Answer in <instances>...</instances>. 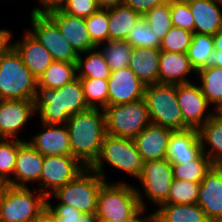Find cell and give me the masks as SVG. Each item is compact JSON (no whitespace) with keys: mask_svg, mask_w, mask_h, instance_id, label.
I'll list each match as a JSON object with an SVG mask.
<instances>
[{"mask_svg":"<svg viewBox=\"0 0 222 222\" xmlns=\"http://www.w3.org/2000/svg\"><path fill=\"white\" fill-rule=\"evenodd\" d=\"M169 0H123V5L130 7L142 16L155 6H159Z\"/></svg>","mask_w":222,"mask_h":222,"instance_id":"f6af8a7d","label":"cell"},{"mask_svg":"<svg viewBox=\"0 0 222 222\" xmlns=\"http://www.w3.org/2000/svg\"><path fill=\"white\" fill-rule=\"evenodd\" d=\"M213 165L210 158L202 152L192 161L172 163L173 177L176 180L201 182Z\"/></svg>","mask_w":222,"mask_h":222,"instance_id":"4dcf8cb0","label":"cell"},{"mask_svg":"<svg viewBox=\"0 0 222 222\" xmlns=\"http://www.w3.org/2000/svg\"><path fill=\"white\" fill-rule=\"evenodd\" d=\"M214 52L208 59L207 67L216 66L222 68V31L213 35Z\"/></svg>","mask_w":222,"mask_h":222,"instance_id":"bcb514c9","label":"cell"},{"mask_svg":"<svg viewBox=\"0 0 222 222\" xmlns=\"http://www.w3.org/2000/svg\"><path fill=\"white\" fill-rule=\"evenodd\" d=\"M200 182L173 179L165 204H197Z\"/></svg>","mask_w":222,"mask_h":222,"instance_id":"8d00e7d4","label":"cell"},{"mask_svg":"<svg viewBox=\"0 0 222 222\" xmlns=\"http://www.w3.org/2000/svg\"><path fill=\"white\" fill-rule=\"evenodd\" d=\"M7 186H8L7 182L0 181V206H1V201H2V198L4 196Z\"/></svg>","mask_w":222,"mask_h":222,"instance_id":"db71d44e","label":"cell"},{"mask_svg":"<svg viewBox=\"0 0 222 222\" xmlns=\"http://www.w3.org/2000/svg\"><path fill=\"white\" fill-rule=\"evenodd\" d=\"M104 161L137 179L141 175L143 161L133 139L106 135L98 159L90 167L105 180Z\"/></svg>","mask_w":222,"mask_h":222,"instance_id":"5b68a950","label":"cell"},{"mask_svg":"<svg viewBox=\"0 0 222 222\" xmlns=\"http://www.w3.org/2000/svg\"><path fill=\"white\" fill-rule=\"evenodd\" d=\"M37 80L12 48L0 57V100H32Z\"/></svg>","mask_w":222,"mask_h":222,"instance_id":"277c9868","label":"cell"},{"mask_svg":"<svg viewBox=\"0 0 222 222\" xmlns=\"http://www.w3.org/2000/svg\"><path fill=\"white\" fill-rule=\"evenodd\" d=\"M160 49L133 48L129 68L145 85L159 83Z\"/></svg>","mask_w":222,"mask_h":222,"instance_id":"d4e9b609","label":"cell"},{"mask_svg":"<svg viewBox=\"0 0 222 222\" xmlns=\"http://www.w3.org/2000/svg\"><path fill=\"white\" fill-rule=\"evenodd\" d=\"M196 74L201 80V91L208 103L215 107L222 102V68L216 66L199 69Z\"/></svg>","mask_w":222,"mask_h":222,"instance_id":"1f68e13d","label":"cell"},{"mask_svg":"<svg viewBox=\"0 0 222 222\" xmlns=\"http://www.w3.org/2000/svg\"><path fill=\"white\" fill-rule=\"evenodd\" d=\"M146 198L158 208L167 202L171 183L173 182L172 163L165 159L143 162L139 176Z\"/></svg>","mask_w":222,"mask_h":222,"instance_id":"7c38bea8","label":"cell"},{"mask_svg":"<svg viewBox=\"0 0 222 222\" xmlns=\"http://www.w3.org/2000/svg\"><path fill=\"white\" fill-rule=\"evenodd\" d=\"M46 207L55 216L56 222H98L96 213H81L71 205L57 204L52 206L46 200Z\"/></svg>","mask_w":222,"mask_h":222,"instance_id":"b9f144b4","label":"cell"},{"mask_svg":"<svg viewBox=\"0 0 222 222\" xmlns=\"http://www.w3.org/2000/svg\"><path fill=\"white\" fill-rule=\"evenodd\" d=\"M68 0H39L43 7H35L32 9L31 13L47 15L50 12L61 10L67 3Z\"/></svg>","mask_w":222,"mask_h":222,"instance_id":"7dc6e473","label":"cell"},{"mask_svg":"<svg viewBox=\"0 0 222 222\" xmlns=\"http://www.w3.org/2000/svg\"><path fill=\"white\" fill-rule=\"evenodd\" d=\"M197 204L211 222H222V165H213L205 174Z\"/></svg>","mask_w":222,"mask_h":222,"instance_id":"2e32d148","label":"cell"},{"mask_svg":"<svg viewBox=\"0 0 222 222\" xmlns=\"http://www.w3.org/2000/svg\"><path fill=\"white\" fill-rule=\"evenodd\" d=\"M108 80V106L144 99L146 85L129 68L111 71Z\"/></svg>","mask_w":222,"mask_h":222,"instance_id":"5bb4252c","label":"cell"},{"mask_svg":"<svg viewBox=\"0 0 222 222\" xmlns=\"http://www.w3.org/2000/svg\"><path fill=\"white\" fill-rule=\"evenodd\" d=\"M176 95L183 116V130L187 128L198 130L214 115V111L205 112L210 104L200 86L193 82L177 84Z\"/></svg>","mask_w":222,"mask_h":222,"instance_id":"4fadbf2b","label":"cell"},{"mask_svg":"<svg viewBox=\"0 0 222 222\" xmlns=\"http://www.w3.org/2000/svg\"><path fill=\"white\" fill-rule=\"evenodd\" d=\"M12 33L6 29H0V57L7 54L12 48Z\"/></svg>","mask_w":222,"mask_h":222,"instance_id":"c3c4849f","label":"cell"},{"mask_svg":"<svg viewBox=\"0 0 222 222\" xmlns=\"http://www.w3.org/2000/svg\"><path fill=\"white\" fill-rule=\"evenodd\" d=\"M35 113L32 100H0V138L18 140L19 130Z\"/></svg>","mask_w":222,"mask_h":222,"instance_id":"e0dca14e","label":"cell"},{"mask_svg":"<svg viewBox=\"0 0 222 222\" xmlns=\"http://www.w3.org/2000/svg\"><path fill=\"white\" fill-rule=\"evenodd\" d=\"M33 222H56L55 216L45 207L44 210L33 220Z\"/></svg>","mask_w":222,"mask_h":222,"instance_id":"f907efd6","label":"cell"},{"mask_svg":"<svg viewBox=\"0 0 222 222\" xmlns=\"http://www.w3.org/2000/svg\"><path fill=\"white\" fill-rule=\"evenodd\" d=\"M144 100L152 124L173 131L183 130V116L177 101L175 84L146 85Z\"/></svg>","mask_w":222,"mask_h":222,"instance_id":"52a82bcc","label":"cell"},{"mask_svg":"<svg viewBox=\"0 0 222 222\" xmlns=\"http://www.w3.org/2000/svg\"><path fill=\"white\" fill-rule=\"evenodd\" d=\"M142 17L123 4L108 8L109 40H126L130 29Z\"/></svg>","mask_w":222,"mask_h":222,"instance_id":"484cf974","label":"cell"},{"mask_svg":"<svg viewBox=\"0 0 222 222\" xmlns=\"http://www.w3.org/2000/svg\"><path fill=\"white\" fill-rule=\"evenodd\" d=\"M101 46L100 51L111 71L129 67L133 48L125 40H108L102 43Z\"/></svg>","mask_w":222,"mask_h":222,"instance_id":"836d02e7","label":"cell"},{"mask_svg":"<svg viewBox=\"0 0 222 222\" xmlns=\"http://www.w3.org/2000/svg\"><path fill=\"white\" fill-rule=\"evenodd\" d=\"M47 16L57 25L78 55H85L87 51L97 48L89 35L86 18L67 14L62 9L50 12Z\"/></svg>","mask_w":222,"mask_h":222,"instance_id":"9a60e30c","label":"cell"},{"mask_svg":"<svg viewBox=\"0 0 222 222\" xmlns=\"http://www.w3.org/2000/svg\"><path fill=\"white\" fill-rule=\"evenodd\" d=\"M191 10L195 33L214 35L222 31L221 0H186Z\"/></svg>","mask_w":222,"mask_h":222,"instance_id":"7402d4cb","label":"cell"},{"mask_svg":"<svg viewBox=\"0 0 222 222\" xmlns=\"http://www.w3.org/2000/svg\"><path fill=\"white\" fill-rule=\"evenodd\" d=\"M103 111L109 136L134 139L151 123L144 99L107 106Z\"/></svg>","mask_w":222,"mask_h":222,"instance_id":"ba28073f","label":"cell"},{"mask_svg":"<svg viewBox=\"0 0 222 222\" xmlns=\"http://www.w3.org/2000/svg\"><path fill=\"white\" fill-rule=\"evenodd\" d=\"M22 41H15L13 48L20 55L24 65L38 80L54 61L50 53L26 30Z\"/></svg>","mask_w":222,"mask_h":222,"instance_id":"44dd1931","label":"cell"},{"mask_svg":"<svg viewBox=\"0 0 222 222\" xmlns=\"http://www.w3.org/2000/svg\"><path fill=\"white\" fill-rule=\"evenodd\" d=\"M98 49V50H97ZM87 57L78 55L76 62L77 78H93L107 80L111 74V69L106 63L99 48L87 51Z\"/></svg>","mask_w":222,"mask_h":222,"instance_id":"f1b7e54d","label":"cell"},{"mask_svg":"<svg viewBox=\"0 0 222 222\" xmlns=\"http://www.w3.org/2000/svg\"><path fill=\"white\" fill-rule=\"evenodd\" d=\"M214 109H215V113H213L214 116L218 117L219 119H222V102H220L216 107H214Z\"/></svg>","mask_w":222,"mask_h":222,"instance_id":"11a10c76","label":"cell"},{"mask_svg":"<svg viewBox=\"0 0 222 222\" xmlns=\"http://www.w3.org/2000/svg\"><path fill=\"white\" fill-rule=\"evenodd\" d=\"M214 52V40L212 35L194 33L192 42L187 50V57L191 66L197 72L207 67L208 59Z\"/></svg>","mask_w":222,"mask_h":222,"instance_id":"d6a6232c","label":"cell"},{"mask_svg":"<svg viewBox=\"0 0 222 222\" xmlns=\"http://www.w3.org/2000/svg\"><path fill=\"white\" fill-rule=\"evenodd\" d=\"M100 8L96 0H68L62 10L70 15L88 18Z\"/></svg>","mask_w":222,"mask_h":222,"instance_id":"ee69618b","label":"cell"},{"mask_svg":"<svg viewBox=\"0 0 222 222\" xmlns=\"http://www.w3.org/2000/svg\"><path fill=\"white\" fill-rule=\"evenodd\" d=\"M132 48L160 49L161 40L155 35L142 16L130 29L125 40Z\"/></svg>","mask_w":222,"mask_h":222,"instance_id":"e575fe53","label":"cell"},{"mask_svg":"<svg viewBox=\"0 0 222 222\" xmlns=\"http://www.w3.org/2000/svg\"><path fill=\"white\" fill-rule=\"evenodd\" d=\"M22 139L0 138V181L8 182L12 176L18 153V147L24 142ZM10 175V176H9Z\"/></svg>","mask_w":222,"mask_h":222,"instance_id":"74e56055","label":"cell"},{"mask_svg":"<svg viewBox=\"0 0 222 222\" xmlns=\"http://www.w3.org/2000/svg\"><path fill=\"white\" fill-rule=\"evenodd\" d=\"M85 169L86 167L72 155L44 156L39 183L42 186L41 192L46 196L51 195L58 188L75 179Z\"/></svg>","mask_w":222,"mask_h":222,"instance_id":"8fae6325","label":"cell"},{"mask_svg":"<svg viewBox=\"0 0 222 222\" xmlns=\"http://www.w3.org/2000/svg\"><path fill=\"white\" fill-rule=\"evenodd\" d=\"M134 186L120 181L105 183L98 194L96 216L98 222L123 220L133 215L141 206L145 208L143 194Z\"/></svg>","mask_w":222,"mask_h":222,"instance_id":"3957f363","label":"cell"},{"mask_svg":"<svg viewBox=\"0 0 222 222\" xmlns=\"http://www.w3.org/2000/svg\"><path fill=\"white\" fill-rule=\"evenodd\" d=\"M143 17L151 30L162 40L173 26L170 16V0L149 10Z\"/></svg>","mask_w":222,"mask_h":222,"instance_id":"f35d334b","label":"cell"},{"mask_svg":"<svg viewBox=\"0 0 222 222\" xmlns=\"http://www.w3.org/2000/svg\"><path fill=\"white\" fill-rule=\"evenodd\" d=\"M170 16L173 26L195 33L194 19L186 0H170Z\"/></svg>","mask_w":222,"mask_h":222,"instance_id":"7bdbcfd3","label":"cell"},{"mask_svg":"<svg viewBox=\"0 0 222 222\" xmlns=\"http://www.w3.org/2000/svg\"><path fill=\"white\" fill-rule=\"evenodd\" d=\"M145 212L144 207H140L133 215L129 216L126 219L123 220H113L109 222H150V214L149 216L142 219V214ZM141 217V218H140Z\"/></svg>","mask_w":222,"mask_h":222,"instance_id":"681fc988","label":"cell"},{"mask_svg":"<svg viewBox=\"0 0 222 222\" xmlns=\"http://www.w3.org/2000/svg\"><path fill=\"white\" fill-rule=\"evenodd\" d=\"M46 207V195L27 187L7 186L0 206V222H33Z\"/></svg>","mask_w":222,"mask_h":222,"instance_id":"9c48e42d","label":"cell"},{"mask_svg":"<svg viewBox=\"0 0 222 222\" xmlns=\"http://www.w3.org/2000/svg\"><path fill=\"white\" fill-rule=\"evenodd\" d=\"M76 78V63L53 61L37 80V86L58 89Z\"/></svg>","mask_w":222,"mask_h":222,"instance_id":"83f0119b","label":"cell"},{"mask_svg":"<svg viewBox=\"0 0 222 222\" xmlns=\"http://www.w3.org/2000/svg\"><path fill=\"white\" fill-rule=\"evenodd\" d=\"M42 133L28 141L43 156L72 155L69 132L66 125H43Z\"/></svg>","mask_w":222,"mask_h":222,"instance_id":"603a6c76","label":"cell"},{"mask_svg":"<svg viewBox=\"0 0 222 222\" xmlns=\"http://www.w3.org/2000/svg\"><path fill=\"white\" fill-rule=\"evenodd\" d=\"M44 156L28 141L18 147L13 178L7 182L9 186L27 187L26 183L40 181Z\"/></svg>","mask_w":222,"mask_h":222,"instance_id":"ac0fdd59","label":"cell"},{"mask_svg":"<svg viewBox=\"0 0 222 222\" xmlns=\"http://www.w3.org/2000/svg\"><path fill=\"white\" fill-rule=\"evenodd\" d=\"M173 130L150 123L133 140L143 162L165 159Z\"/></svg>","mask_w":222,"mask_h":222,"instance_id":"d6986e66","label":"cell"},{"mask_svg":"<svg viewBox=\"0 0 222 222\" xmlns=\"http://www.w3.org/2000/svg\"><path fill=\"white\" fill-rule=\"evenodd\" d=\"M32 29L28 32L50 53L54 61L76 63L78 54L47 16L31 13Z\"/></svg>","mask_w":222,"mask_h":222,"instance_id":"30bf717a","label":"cell"},{"mask_svg":"<svg viewBox=\"0 0 222 222\" xmlns=\"http://www.w3.org/2000/svg\"><path fill=\"white\" fill-rule=\"evenodd\" d=\"M107 181L91 168H86L75 179L58 188L51 196L59 199L58 204L71 205L81 213H96L98 194Z\"/></svg>","mask_w":222,"mask_h":222,"instance_id":"8992f818","label":"cell"},{"mask_svg":"<svg viewBox=\"0 0 222 222\" xmlns=\"http://www.w3.org/2000/svg\"><path fill=\"white\" fill-rule=\"evenodd\" d=\"M34 107L43 125H64L72 115L90 109L80 78L58 89L37 86Z\"/></svg>","mask_w":222,"mask_h":222,"instance_id":"6da1fadb","label":"cell"},{"mask_svg":"<svg viewBox=\"0 0 222 222\" xmlns=\"http://www.w3.org/2000/svg\"><path fill=\"white\" fill-rule=\"evenodd\" d=\"M87 105L104 109L108 106V80L80 78ZM98 103V104H97Z\"/></svg>","mask_w":222,"mask_h":222,"instance_id":"d590c367","label":"cell"},{"mask_svg":"<svg viewBox=\"0 0 222 222\" xmlns=\"http://www.w3.org/2000/svg\"><path fill=\"white\" fill-rule=\"evenodd\" d=\"M86 25L92 43L99 48L104 41L109 40L108 8L99 9L86 18Z\"/></svg>","mask_w":222,"mask_h":222,"instance_id":"60d3db41","label":"cell"},{"mask_svg":"<svg viewBox=\"0 0 222 222\" xmlns=\"http://www.w3.org/2000/svg\"><path fill=\"white\" fill-rule=\"evenodd\" d=\"M192 32L172 26L160 43V51L187 53L192 42Z\"/></svg>","mask_w":222,"mask_h":222,"instance_id":"ab89813d","label":"cell"},{"mask_svg":"<svg viewBox=\"0 0 222 222\" xmlns=\"http://www.w3.org/2000/svg\"><path fill=\"white\" fill-rule=\"evenodd\" d=\"M195 72L191 66L187 53H173L161 51L159 61V83L161 84H182L191 82L187 75Z\"/></svg>","mask_w":222,"mask_h":222,"instance_id":"cb8c5ba5","label":"cell"},{"mask_svg":"<svg viewBox=\"0 0 222 222\" xmlns=\"http://www.w3.org/2000/svg\"><path fill=\"white\" fill-rule=\"evenodd\" d=\"M202 151L210 158L214 165H222V119L212 116L199 129ZM210 145L208 152L206 145Z\"/></svg>","mask_w":222,"mask_h":222,"instance_id":"4316f807","label":"cell"},{"mask_svg":"<svg viewBox=\"0 0 222 222\" xmlns=\"http://www.w3.org/2000/svg\"><path fill=\"white\" fill-rule=\"evenodd\" d=\"M150 222H167L157 211L150 214Z\"/></svg>","mask_w":222,"mask_h":222,"instance_id":"f5cc1de1","label":"cell"},{"mask_svg":"<svg viewBox=\"0 0 222 222\" xmlns=\"http://www.w3.org/2000/svg\"><path fill=\"white\" fill-rule=\"evenodd\" d=\"M70 139L72 156L86 168L98 159L106 136L105 115L100 108H90L72 115L65 124Z\"/></svg>","mask_w":222,"mask_h":222,"instance_id":"7a4b0ae2","label":"cell"},{"mask_svg":"<svg viewBox=\"0 0 222 222\" xmlns=\"http://www.w3.org/2000/svg\"><path fill=\"white\" fill-rule=\"evenodd\" d=\"M156 211L167 222H211L198 204H162Z\"/></svg>","mask_w":222,"mask_h":222,"instance_id":"f546056e","label":"cell"},{"mask_svg":"<svg viewBox=\"0 0 222 222\" xmlns=\"http://www.w3.org/2000/svg\"><path fill=\"white\" fill-rule=\"evenodd\" d=\"M202 152L197 129L175 130L168 141L166 159L171 163H183L196 159Z\"/></svg>","mask_w":222,"mask_h":222,"instance_id":"ffe728a7","label":"cell"},{"mask_svg":"<svg viewBox=\"0 0 222 222\" xmlns=\"http://www.w3.org/2000/svg\"><path fill=\"white\" fill-rule=\"evenodd\" d=\"M96 3L100 9H107L121 5L123 0H96Z\"/></svg>","mask_w":222,"mask_h":222,"instance_id":"816d5d0a","label":"cell"}]
</instances>
